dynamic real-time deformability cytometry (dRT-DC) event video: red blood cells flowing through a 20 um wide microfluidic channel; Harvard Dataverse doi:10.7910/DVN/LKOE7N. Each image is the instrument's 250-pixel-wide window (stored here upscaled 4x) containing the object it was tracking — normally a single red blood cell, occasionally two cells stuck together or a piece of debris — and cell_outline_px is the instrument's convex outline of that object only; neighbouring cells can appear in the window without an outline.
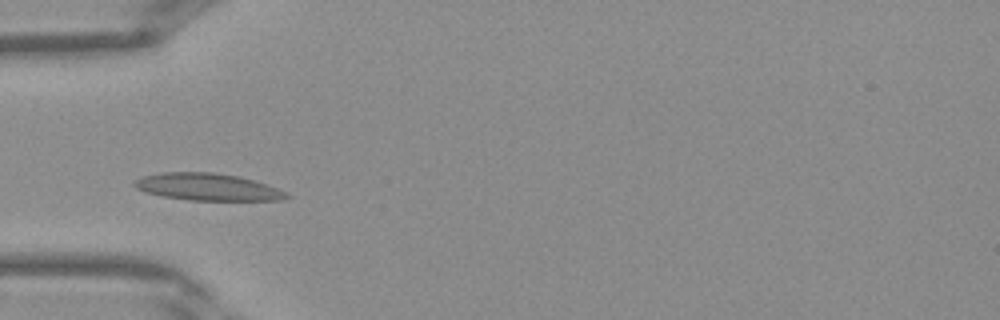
{"species": "Egyptian fruit bat (a non-hibernating species)", "species_latin": "Rousettus aegyptiacus", "temperature_condition": "warm", "stored_images_in_passage": 21, "camera_frame_rate_fps": 3000, "um_per_image_px": 0.085, "frame": {"image": 1, "passage_image": 1, "time_ms": 0.0, "image_size_px": [1000, 320], "cell_outline_px": [[292, 196], [280, 200], [188, 200], [160, 196], [144, 192], [136, 188], [132, 184], [136, 180], [144, 176], [164, 172], [212, 172], [236, 176], [252, 180], [288, 192]], "centroid_in_image_um": [17.62, 15.9], "position_along_channel_um": 67.4, "area_um2": 23.87}}
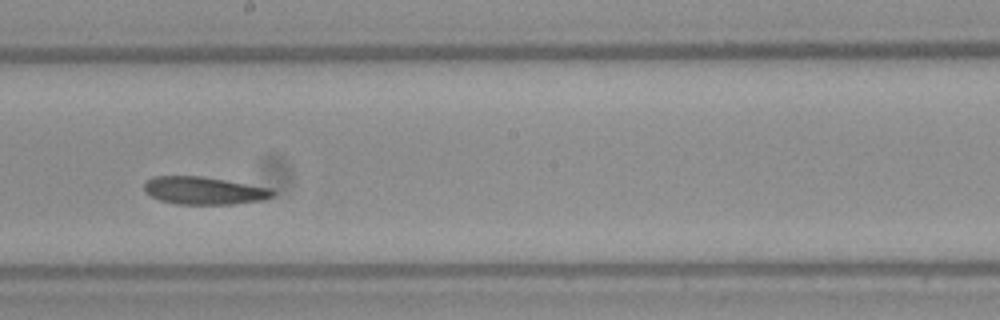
{"frame": {"image": 2, "passage_image": 11, "time_ms": 3.333, "image_size_px": [1000, 320], "cell_outline_px": [[276, 192], [272, 196], [264, 200], [232, 204], [176, 204], [160, 200], [144, 192], [144, 184], [152, 176], [204, 176], [272, 188]], "centroid_in_image_um": [17.36, 16.19], "position_along_channel_um": 230.8, "area_um2": 20.87}}
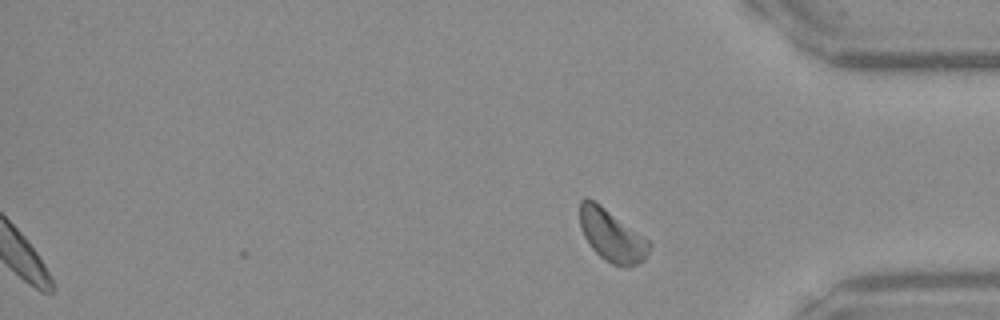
{"frame": {"image": 3, "passage_image": 21, "time_ms": 6.667, "image_size_px": [1000, 320], "cell_outline_px": [[652, 244], [644, 260], [628, 268], [624, 268], [612, 264], [604, 260], [588, 244], [580, 228], [580, 200], [584, 196], [588, 196], [600, 204], [644, 236]], "centroid_in_image_um": [51.98, 20.01], "position_along_channel_um": 383.2, "area_um2": 21.27}}